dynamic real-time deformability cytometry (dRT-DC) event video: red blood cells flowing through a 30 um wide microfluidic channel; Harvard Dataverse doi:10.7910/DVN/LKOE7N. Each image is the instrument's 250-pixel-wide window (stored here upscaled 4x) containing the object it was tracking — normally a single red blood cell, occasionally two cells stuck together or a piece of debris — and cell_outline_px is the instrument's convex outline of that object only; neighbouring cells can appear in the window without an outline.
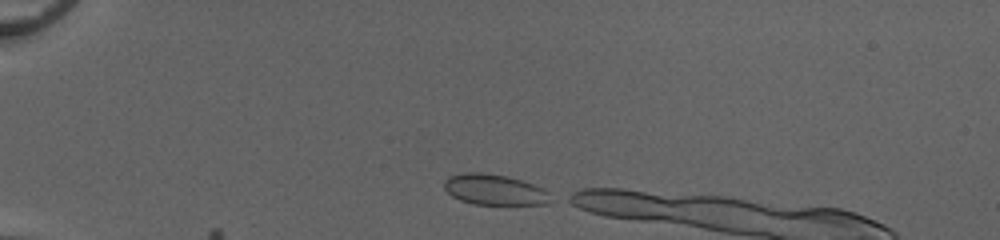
{"species": "common noctule bat (a hibernating species)", "species_latin": "Nyctalus noctula", "temperature_condition": "cold", "stored_images_in_passage": 5, "camera_frame_rate_fps": 3000, "um_per_image_px": 0.085, "animal": {"sex": "female", "body_mass_g": 20.0, "forearm_length_mm": 54.0}, "frame": {"image": 1, "passage_image": 1, "time_ms": 0.0, "image_size_px": [1000, 240], "cell_outline_px": [[556, 200], [548, 204], [472, 204], [460, 200], [452, 196], [444, 188], [444, 180], [448, 176], [468, 172], [480, 172], [508, 176], [544, 188], [556, 196]], "centroid_in_image_um": [42.11, 16.13], "position_along_channel_um": 42.9, "area_um2": 19.36}}